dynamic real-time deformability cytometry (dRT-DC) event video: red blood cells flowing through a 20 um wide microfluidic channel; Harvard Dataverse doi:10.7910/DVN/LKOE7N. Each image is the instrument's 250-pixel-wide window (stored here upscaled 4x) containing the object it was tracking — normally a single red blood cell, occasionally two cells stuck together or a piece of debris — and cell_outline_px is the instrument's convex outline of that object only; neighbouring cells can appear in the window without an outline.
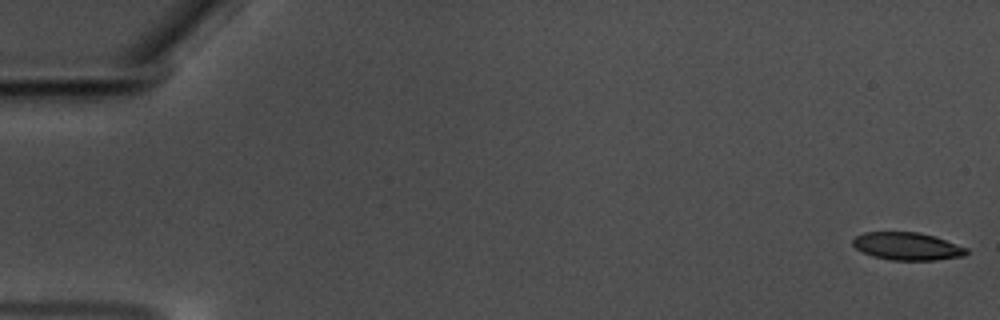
{"species": "common noctule bat (a hibernating species)", "species_latin": "Nyctalus noctula", "temperature_condition": "warm", "stored_images_in_passage": 58, "camera_frame_rate_fps": 3000, "um_per_image_px": 0.085, "animal": {"sex": "male", "body_mass_g": 17.5, "forearm_length_mm": 52.3}, "frame": {"image": 1, "passage_image": 1, "time_ms": 0.0, "image_size_px": [1000, 320], "cell_outline_px": [[968, 252], [964, 256], [936, 260], [892, 260], [872, 256], [856, 248], [852, 244], [852, 240], [856, 236], [864, 232], [920, 232], [936, 236], [968, 248]], "centroid_in_image_um": [77.14, 20.93], "position_along_channel_um": 7.9, "area_um2": 18.44}}
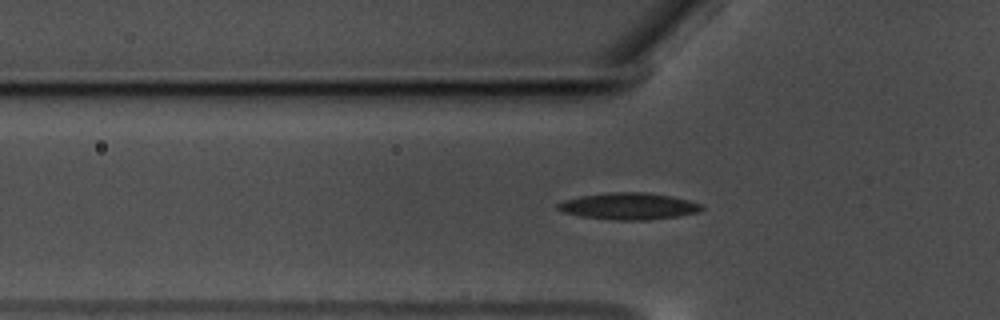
{"frame": {"image": 2, "passage_image": 20, "time_ms": 6.333, "image_size_px": [1000, 320], "cell_outline_px": [[704, 208], [700, 212], [676, 216], [648, 220], [616, 220], [580, 216], [564, 212], [556, 208], [556, 204], [564, 200], [580, 196], [604, 192], [648, 192], [672, 196], [704, 204]], "centroid_in_image_um": [53.46, 17.51], "position_along_channel_um": 72.3, "area_um2": 22.6}}
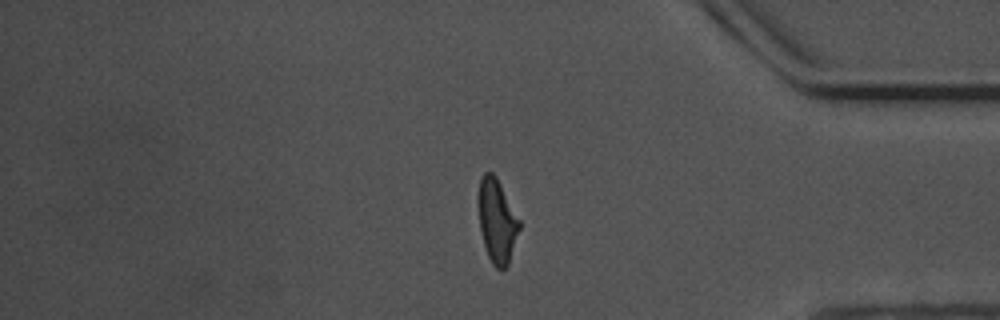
{"frame": {"image": 3, "passage_image": 49, "time_ms": 16.0, "image_size_px": [1000, 320], "cell_outline_px": [[520, 228], [508, 264], [504, 268], [496, 268], [492, 264], [488, 256], [484, 244], [480, 228], [476, 200], [480, 180], [484, 172], [492, 172], [496, 176], [520, 220]], "centroid_in_image_um": [42.22, 18.74], "position_along_channel_um": 393.0, "area_um2": 20.06}, "authors_computed_cell_mechanics": {"area_um2": 20.2011, "velocity_mm_per_s": 3.5429, "shape_relaxation_time_tau1_ms": 4.1711, "shape_relaxation_time_tau2_ms": 2.6899, "deformation_change_tau1": 0.1568, "deformation_change_tau2": 0.1078}}